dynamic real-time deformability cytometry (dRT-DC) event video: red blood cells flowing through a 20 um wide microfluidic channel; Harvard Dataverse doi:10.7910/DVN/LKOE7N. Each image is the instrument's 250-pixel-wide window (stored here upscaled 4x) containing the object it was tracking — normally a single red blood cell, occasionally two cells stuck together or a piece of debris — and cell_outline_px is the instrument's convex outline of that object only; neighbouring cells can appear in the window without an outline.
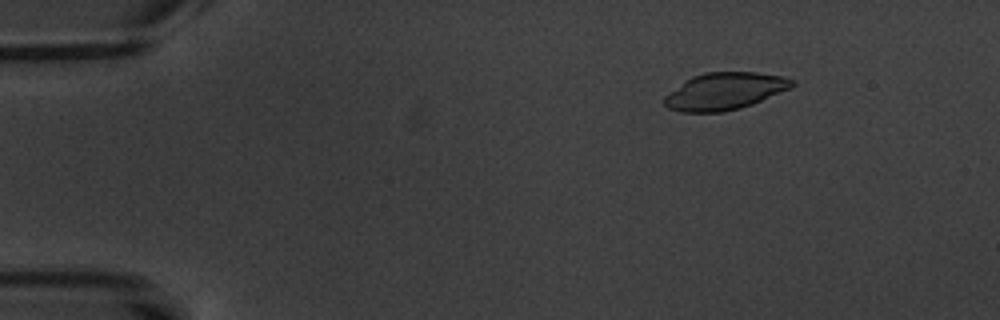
{"species": "common noctule bat (a hibernating species)", "species_latin": "Nyctalus noctula", "temperature_condition": "warm", "stored_images_in_passage": 7, "camera_frame_rate_fps": 3000, "um_per_image_px": 0.085, "animal": {"sex": "male", "body_mass_g": 20.1, "forearm_length_mm": 53.5}, "frame": {"image": 1, "passage_image": 3, "time_ms": 2.333, "image_size_px": [1000, 320], "cell_outline_px": [[796, 84], [792, 88], [752, 104], [740, 108], [724, 112], [680, 112], [668, 108], [664, 104], [664, 96], [684, 80], [692, 76], [704, 72], [756, 72], [784, 76], [796, 80]], "centroid_in_image_um": [61.62, 7.74], "position_along_channel_um": 23.4, "area_um2": 27.92}}
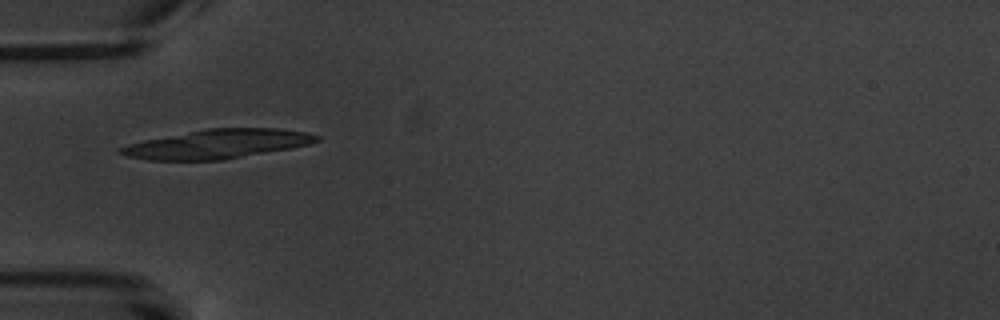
{"frame": {"image": 2, "passage_image": 6, "time_ms": 6.0, "image_size_px": [1000, 320], "cell_outline_px": [[320, 140], [308, 144], [292, 148], [224, 160], [148, 160], [128, 156], [116, 152], [116, 148], [128, 144], [144, 140], [204, 128], [280, 128], [308, 132], [320, 136]], "centroid_in_image_um": [18.48, 12.23], "position_along_channel_um": 66.5, "area_um2": 33.52}}